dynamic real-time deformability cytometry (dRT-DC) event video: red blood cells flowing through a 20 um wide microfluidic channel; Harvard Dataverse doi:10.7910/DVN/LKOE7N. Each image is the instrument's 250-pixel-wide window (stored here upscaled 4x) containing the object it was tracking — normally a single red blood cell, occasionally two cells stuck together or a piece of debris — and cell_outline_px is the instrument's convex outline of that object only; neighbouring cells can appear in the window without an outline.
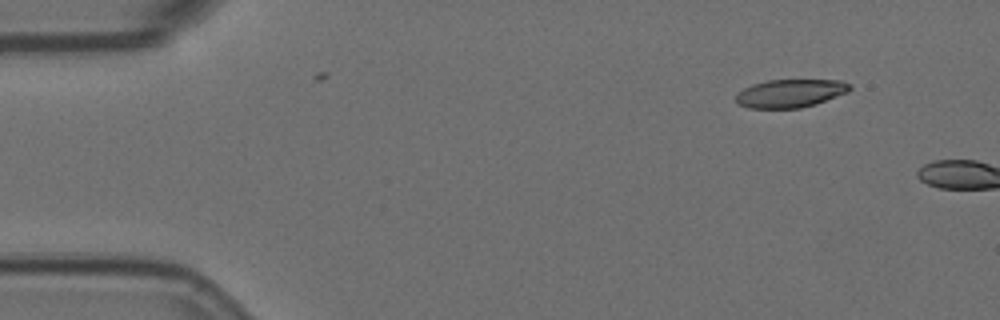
{"species": "Egyptian fruit bat (a non-hibernating species)", "species_latin": "Rousettus aegyptiacus", "temperature_condition": "room temperature", "stored_images_in_passage": 2, "camera_frame_rate_fps": 3000, "um_per_image_px": 0.085, "animal": {"sex": "female"}, "frame": {"image": 1, "passage_image": 2, "time_ms": 0.333, "image_size_px": [1000, 320], "cell_outline_px": [[852, 88], [848, 92], [816, 104], [800, 108], [748, 108], [740, 104], [736, 100], [736, 92], [752, 84], [768, 80], [840, 80], [852, 84]], "centroid_in_image_um": [67.19, 7.93], "position_along_channel_um": 17.8, "area_um2": 18.79}}